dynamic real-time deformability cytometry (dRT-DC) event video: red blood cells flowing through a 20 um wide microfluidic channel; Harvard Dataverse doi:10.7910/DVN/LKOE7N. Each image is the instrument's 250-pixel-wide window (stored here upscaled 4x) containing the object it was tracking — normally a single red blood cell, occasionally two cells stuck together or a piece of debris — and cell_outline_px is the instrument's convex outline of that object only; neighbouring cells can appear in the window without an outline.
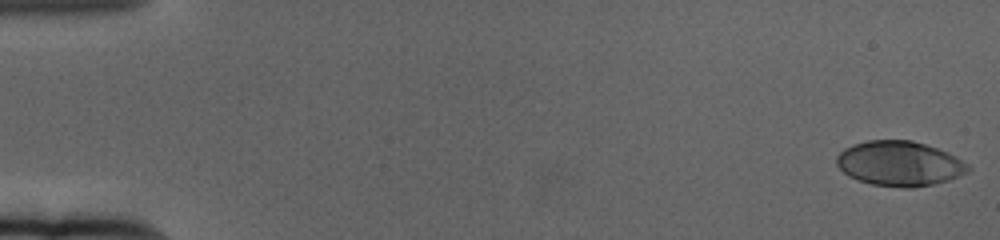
{"species": "human", "species_latin": "Homo sapiens", "temperature_condition": "cold", "stored_images_in_passage": 61, "camera_frame_rate_fps": 3000, "um_per_image_px": 0.085, "donor": {"sex": "female"}, "frame": {"image": 1, "passage_image": 1, "time_ms": 0.0, "image_size_px": [1000, 240], "cell_outline_px": [[972, 168], [968, 172], [948, 180], [932, 184], [912, 188], [904, 188], [872, 184], [848, 176], [836, 164], [836, 156], [844, 148], [852, 144], [868, 140], [912, 140], [948, 152], [956, 156], [968, 164]], "centroid_in_image_um": [76.46, 13.89], "position_along_channel_um": 8.5, "area_um2": 34.39}}
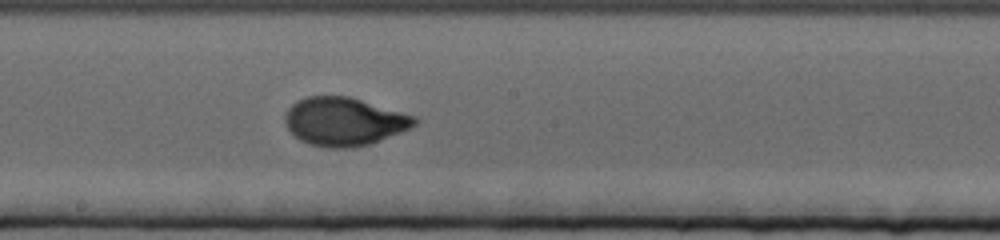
{"frame": {"image": 2, "passage_image": 34, "time_ms": 11.0, "image_size_px": [1000, 240], "cell_outline_px": [[420, 120], [416, 124], [400, 132], [368, 144], [352, 148], [324, 148], [308, 144], [300, 140], [288, 128], [284, 120], [284, 116], [288, 108], [296, 100], [308, 96], [348, 96], [416, 116]], "centroid_in_image_um": [29.22, 10.33], "position_along_channel_um": 219.0, "area_um2": 36.36}}
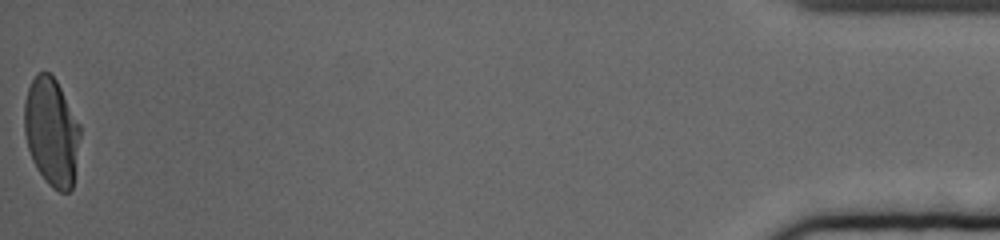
{"frame": {"image": 3, "passage_image": 61, "time_ms": 20.0, "image_size_px": [1000, 240], "cell_outline_px": [[80, 136], [72, 188], [68, 192], [60, 192], [52, 188], [48, 184], [36, 168], [32, 160], [28, 148], [24, 132], [24, 104], [28, 88], [32, 80], [40, 72], [48, 72], [56, 80], [80, 124]], "centroid_in_image_um": [4.37, 11.23], "position_along_channel_um": 430.8, "area_um2": 34.97}, "authors_computed_cell_mechanics": {"area_um2": 34.7378, "velocity_mm_per_s": 3.3442, "shape_relaxation_time_tau1_ms": 4.0292, "shape_relaxation_time_tau2_ms": null, "deformation_change_tau1": 0.1961, "deformation_change_tau2": null}}